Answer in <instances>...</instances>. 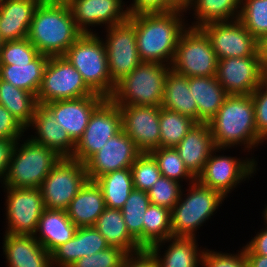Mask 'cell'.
Wrapping results in <instances>:
<instances>
[{"mask_svg": "<svg viewBox=\"0 0 267 267\" xmlns=\"http://www.w3.org/2000/svg\"><path fill=\"white\" fill-rule=\"evenodd\" d=\"M181 186L179 182L161 176L147 191L150 203L171 210L180 199Z\"/></svg>", "mask_w": 267, "mask_h": 267, "instance_id": "7bdbcfd3", "label": "cell"}, {"mask_svg": "<svg viewBox=\"0 0 267 267\" xmlns=\"http://www.w3.org/2000/svg\"><path fill=\"white\" fill-rule=\"evenodd\" d=\"M95 182L100 187L108 208L121 209L134 189L130 168L107 173Z\"/></svg>", "mask_w": 267, "mask_h": 267, "instance_id": "e575fe53", "label": "cell"}, {"mask_svg": "<svg viewBox=\"0 0 267 267\" xmlns=\"http://www.w3.org/2000/svg\"><path fill=\"white\" fill-rule=\"evenodd\" d=\"M158 163L162 176L177 182L189 181L194 182L196 178L185 167L183 160L174 147H158L150 151ZM181 180V181H180Z\"/></svg>", "mask_w": 267, "mask_h": 267, "instance_id": "f35d334b", "label": "cell"}, {"mask_svg": "<svg viewBox=\"0 0 267 267\" xmlns=\"http://www.w3.org/2000/svg\"><path fill=\"white\" fill-rule=\"evenodd\" d=\"M4 190L7 193L4 209L8 223L5 233L34 236L45 209L41 189L4 187Z\"/></svg>", "mask_w": 267, "mask_h": 267, "instance_id": "4fadbf2b", "label": "cell"}, {"mask_svg": "<svg viewBox=\"0 0 267 267\" xmlns=\"http://www.w3.org/2000/svg\"><path fill=\"white\" fill-rule=\"evenodd\" d=\"M150 204L147 192L133 189L121 208L127 231L142 249L144 213Z\"/></svg>", "mask_w": 267, "mask_h": 267, "instance_id": "8d00e7d4", "label": "cell"}, {"mask_svg": "<svg viewBox=\"0 0 267 267\" xmlns=\"http://www.w3.org/2000/svg\"><path fill=\"white\" fill-rule=\"evenodd\" d=\"M202 267H248L244 249L238 253L216 252L205 248L202 255Z\"/></svg>", "mask_w": 267, "mask_h": 267, "instance_id": "f6af8a7d", "label": "cell"}, {"mask_svg": "<svg viewBox=\"0 0 267 267\" xmlns=\"http://www.w3.org/2000/svg\"><path fill=\"white\" fill-rule=\"evenodd\" d=\"M106 49L111 81L116 85L141 62L136 44L135 26L128 19L123 23L106 28Z\"/></svg>", "mask_w": 267, "mask_h": 267, "instance_id": "5bb4252c", "label": "cell"}, {"mask_svg": "<svg viewBox=\"0 0 267 267\" xmlns=\"http://www.w3.org/2000/svg\"><path fill=\"white\" fill-rule=\"evenodd\" d=\"M127 255L120 247L110 246L96 254L82 257L71 267H122Z\"/></svg>", "mask_w": 267, "mask_h": 267, "instance_id": "ee69618b", "label": "cell"}, {"mask_svg": "<svg viewBox=\"0 0 267 267\" xmlns=\"http://www.w3.org/2000/svg\"><path fill=\"white\" fill-rule=\"evenodd\" d=\"M216 148L209 123H196L175 147L188 171L197 178Z\"/></svg>", "mask_w": 267, "mask_h": 267, "instance_id": "603a6c76", "label": "cell"}, {"mask_svg": "<svg viewBox=\"0 0 267 267\" xmlns=\"http://www.w3.org/2000/svg\"><path fill=\"white\" fill-rule=\"evenodd\" d=\"M17 140L0 139V182L2 183L7 173L9 161ZM2 178V179H1Z\"/></svg>", "mask_w": 267, "mask_h": 267, "instance_id": "816d5d0a", "label": "cell"}, {"mask_svg": "<svg viewBox=\"0 0 267 267\" xmlns=\"http://www.w3.org/2000/svg\"><path fill=\"white\" fill-rule=\"evenodd\" d=\"M129 16L166 13L175 10L167 0H133L127 7Z\"/></svg>", "mask_w": 267, "mask_h": 267, "instance_id": "c3c4849f", "label": "cell"}, {"mask_svg": "<svg viewBox=\"0 0 267 267\" xmlns=\"http://www.w3.org/2000/svg\"><path fill=\"white\" fill-rule=\"evenodd\" d=\"M29 127L36 130L37 135H31V140L54 150L62 158H72L76 143L58 125L53 114L44 105L36 107L35 115L26 130Z\"/></svg>", "mask_w": 267, "mask_h": 267, "instance_id": "7402d4cb", "label": "cell"}, {"mask_svg": "<svg viewBox=\"0 0 267 267\" xmlns=\"http://www.w3.org/2000/svg\"><path fill=\"white\" fill-rule=\"evenodd\" d=\"M3 253L9 267H53L51 253L34 236L5 233Z\"/></svg>", "mask_w": 267, "mask_h": 267, "instance_id": "cb8c5ba5", "label": "cell"}, {"mask_svg": "<svg viewBox=\"0 0 267 267\" xmlns=\"http://www.w3.org/2000/svg\"><path fill=\"white\" fill-rule=\"evenodd\" d=\"M167 2L175 9V10H180L186 11L191 8L194 0H167Z\"/></svg>", "mask_w": 267, "mask_h": 267, "instance_id": "db71d44e", "label": "cell"}, {"mask_svg": "<svg viewBox=\"0 0 267 267\" xmlns=\"http://www.w3.org/2000/svg\"><path fill=\"white\" fill-rule=\"evenodd\" d=\"M226 148H215L206 161L202 173L196 178L202 185L220 192L227 197L230 191L246 178L248 180L257 171V161L247 157L241 158L216 155L215 152ZM215 154V155H214ZM255 172V173H254ZM250 176V177H249Z\"/></svg>", "mask_w": 267, "mask_h": 267, "instance_id": "7c38bea8", "label": "cell"}, {"mask_svg": "<svg viewBox=\"0 0 267 267\" xmlns=\"http://www.w3.org/2000/svg\"><path fill=\"white\" fill-rule=\"evenodd\" d=\"M239 20L260 42L267 36V0H241Z\"/></svg>", "mask_w": 267, "mask_h": 267, "instance_id": "ab89813d", "label": "cell"}, {"mask_svg": "<svg viewBox=\"0 0 267 267\" xmlns=\"http://www.w3.org/2000/svg\"><path fill=\"white\" fill-rule=\"evenodd\" d=\"M208 123L217 148L241 145L249 152L264 142L257 134L251 95H228Z\"/></svg>", "mask_w": 267, "mask_h": 267, "instance_id": "3957f363", "label": "cell"}, {"mask_svg": "<svg viewBox=\"0 0 267 267\" xmlns=\"http://www.w3.org/2000/svg\"><path fill=\"white\" fill-rule=\"evenodd\" d=\"M106 208L102 191L95 181L88 180L66 209L70 220L79 227L94 226Z\"/></svg>", "mask_w": 267, "mask_h": 267, "instance_id": "83f0119b", "label": "cell"}, {"mask_svg": "<svg viewBox=\"0 0 267 267\" xmlns=\"http://www.w3.org/2000/svg\"><path fill=\"white\" fill-rule=\"evenodd\" d=\"M263 220L265 228L261 229L251 241L244 245L245 255L267 256V220L265 218Z\"/></svg>", "mask_w": 267, "mask_h": 267, "instance_id": "681fc988", "label": "cell"}, {"mask_svg": "<svg viewBox=\"0 0 267 267\" xmlns=\"http://www.w3.org/2000/svg\"><path fill=\"white\" fill-rule=\"evenodd\" d=\"M200 28L209 37L218 60L250 57L259 51V41L239 19L207 23Z\"/></svg>", "mask_w": 267, "mask_h": 267, "instance_id": "2e32d148", "label": "cell"}, {"mask_svg": "<svg viewBox=\"0 0 267 267\" xmlns=\"http://www.w3.org/2000/svg\"><path fill=\"white\" fill-rule=\"evenodd\" d=\"M66 1L42 0L36 7L28 39L40 54L61 56L82 35Z\"/></svg>", "mask_w": 267, "mask_h": 267, "instance_id": "7a4b0ae2", "label": "cell"}, {"mask_svg": "<svg viewBox=\"0 0 267 267\" xmlns=\"http://www.w3.org/2000/svg\"><path fill=\"white\" fill-rule=\"evenodd\" d=\"M255 108V123L258 136L267 140V78L251 94Z\"/></svg>", "mask_w": 267, "mask_h": 267, "instance_id": "bcb514c9", "label": "cell"}, {"mask_svg": "<svg viewBox=\"0 0 267 267\" xmlns=\"http://www.w3.org/2000/svg\"><path fill=\"white\" fill-rule=\"evenodd\" d=\"M182 18L184 11L180 10L129 16L142 62L171 66L180 35L188 26Z\"/></svg>", "mask_w": 267, "mask_h": 267, "instance_id": "6da1fadb", "label": "cell"}, {"mask_svg": "<svg viewBox=\"0 0 267 267\" xmlns=\"http://www.w3.org/2000/svg\"><path fill=\"white\" fill-rule=\"evenodd\" d=\"M77 228L66 210L45 208L39 218L34 237L51 253L59 245L71 240Z\"/></svg>", "mask_w": 267, "mask_h": 267, "instance_id": "4316f807", "label": "cell"}, {"mask_svg": "<svg viewBox=\"0 0 267 267\" xmlns=\"http://www.w3.org/2000/svg\"><path fill=\"white\" fill-rule=\"evenodd\" d=\"M48 60V55L39 54L29 64L0 65V79L37 95Z\"/></svg>", "mask_w": 267, "mask_h": 267, "instance_id": "1f68e13d", "label": "cell"}, {"mask_svg": "<svg viewBox=\"0 0 267 267\" xmlns=\"http://www.w3.org/2000/svg\"><path fill=\"white\" fill-rule=\"evenodd\" d=\"M263 215H264L263 218H265L267 220V206L263 210Z\"/></svg>", "mask_w": 267, "mask_h": 267, "instance_id": "9f6ffc18", "label": "cell"}, {"mask_svg": "<svg viewBox=\"0 0 267 267\" xmlns=\"http://www.w3.org/2000/svg\"><path fill=\"white\" fill-rule=\"evenodd\" d=\"M94 227L110 246L120 247L128 254L143 250L127 231L121 209L106 207Z\"/></svg>", "mask_w": 267, "mask_h": 267, "instance_id": "4dcf8cb0", "label": "cell"}, {"mask_svg": "<svg viewBox=\"0 0 267 267\" xmlns=\"http://www.w3.org/2000/svg\"><path fill=\"white\" fill-rule=\"evenodd\" d=\"M216 78L228 95H251L266 80L260 52L218 60Z\"/></svg>", "mask_w": 267, "mask_h": 267, "instance_id": "9a60e30c", "label": "cell"}, {"mask_svg": "<svg viewBox=\"0 0 267 267\" xmlns=\"http://www.w3.org/2000/svg\"><path fill=\"white\" fill-rule=\"evenodd\" d=\"M140 153L134 141L121 130L84 163L88 179L95 181L115 170L130 168Z\"/></svg>", "mask_w": 267, "mask_h": 267, "instance_id": "e0dca14e", "label": "cell"}, {"mask_svg": "<svg viewBox=\"0 0 267 267\" xmlns=\"http://www.w3.org/2000/svg\"><path fill=\"white\" fill-rule=\"evenodd\" d=\"M61 158L54 150L37 144L30 138L25 141L18 139L2 185L12 188H40Z\"/></svg>", "mask_w": 267, "mask_h": 267, "instance_id": "277c9868", "label": "cell"}, {"mask_svg": "<svg viewBox=\"0 0 267 267\" xmlns=\"http://www.w3.org/2000/svg\"><path fill=\"white\" fill-rule=\"evenodd\" d=\"M94 94L67 58L63 55L49 57L36 95L39 105Z\"/></svg>", "mask_w": 267, "mask_h": 267, "instance_id": "9c48e42d", "label": "cell"}, {"mask_svg": "<svg viewBox=\"0 0 267 267\" xmlns=\"http://www.w3.org/2000/svg\"><path fill=\"white\" fill-rule=\"evenodd\" d=\"M3 1H4V0H0V9H1V7H2Z\"/></svg>", "mask_w": 267, "mask_h": 267, "instance_id": "680465c9", "label": "cell"}, {"mask_svg": "<svg viewBox=\"0 0 267 267\" xmlns=\"http://www.w3.org/2000/svg\"><path fill=\"white\" fill-rule=\"evenodd\" d=\"M259 52L263 68L267 74V36L259 42Z\"/></svg>", "mask_w": 267, "mask_h": 267, "instance_id": "11a10c76", "label": "cell"}, {"mask_svg": "<svg viewBox=\"0 0 267 267\" xmlns=\"http://www.w3.org/2000/svg\"><path fill=\"white\" fill-rule=\"evenodd\" d=\"M110 247L94 226L79 227L69 241L51 252L53 267H71L85 256L96 254Z\"/></svg>", "mask_w": 267, "mask_h": 267, "instance_id": "44dd1931", "label": "cell"}, {"mask_svg": "<svg viewBox=\"0 0 267 267\" xmlns=\"http://www.w3.org/2000/svg\"><path fill=\"white\" fill-rule=\"evenodd\" d=\"M197 122L189 116L161 107L160 147H176Z\"/></svg>", "mask_w": 267, "mask_h": 267, "instance_id": "74e56055", "label": "cell"}, {"mask_svg": "<svg viewBox=\"0 0 267 267\" xmlns=\"http://www.w3.org/2000/svg\"><path fill=\"white\" fill-rule=\"evenodd\" d=\"M66 3L82 33H93L90 26L105 24L107 28L129 19L123 0H66Z\"/></svg>", "mask_w": 267, "mask_h": 267, "instance_id": "d6986e66", "label": "cell"}, {"mask_svg": "<svg viewBox=\"0 0 267 267\" xmlns=\"http://www.w3.org/2000/svg\"><path fill=\"white\" fill-rule=\"evenodd\" d=\"M26 129L2 105H0V139L18 140Z\"/></svg>", "mask_w": 267, "mask_h": 267, "instance_id": "7dc6e473", "label": "cell"}, {"mask_svg": "<svg viewBox=\"0 0 267 267\" xmlns=\"http://www.w3.org/2000/svg\"><path fill=\"white\" fill-rule=\"evenodd\" d=\"M171 210L150 204L144 213L143 249H149L158 242L172 236Z\"/></svg>", "mask_w": 267, "mask_h": 267, "instance_id": "d590c367", "label": "cell"}, {"mask_svg": "<svg viewBox=\"0 0 267 267\" xmlns=\"http://www.w3.org/2000/svg\"><path fill=\"white\" fill-rule=\"evenodd\" d=\"M0 105L27 129L39 104L36 95L0 79Z\"/></svg>", "mask_w": 267, "mask_h": 267, "instance_id": "d6a6232c", "label": "cell"}, {"mask_svg": "<svg viewBox=\"0 0 267 267\" xmlns=\"http://www.w3.org/2000/svg\"><path fill=\"white\" fill-rule=\"evenodd\" d=\"M161 107L189 116L198 123V108L189 90L188 77L169 69Z\"/></svg>", "mask_w": 267, "mask_h": 267, "instance_id": "f546056e", "label": "cell"}, {"mask_svg": "<svg viewBox=\"0 0 267 267\" xmlns=\"http://www.w3.org/2000/svg\"><path fill=\"white\" fill-rule=\"evenodd\" d=\"M121 130L122 115L119 106L106 98L90 116L85 132L76 143L72 159L84 164Z\"/></svg>", "mask_w": 267, "mask_h": 267, "instance_id": "8fae6325", "label": "cell"}, {"mask_svg": "<svg viewBox=\"0 0 267 267\" xmlns=\"http://www.w3.org/2000/svg\"><path fill=\"white\" fill-rule=\"evenodd\" d=\"M166 242H170V245L162 257L160 249H162V244L165 245ZM197 247L198 243L194 237L171 236L148 250L156 258L158 267H198L202 265L204 249L201 250Z\"/></svg>", "mask_w": 267, "mask_h": 267, "instance_id": "484cf974", "label": "cell"}, {"mask_svg": "<svg viewBox=\"0 0 267 267\" xmlns=\"http://www.w3.org/2000/svg\"><path fill=\"white\" fill-rule=\"evenodd\" d=\"M248 267H267V256L245 255Z\"/></svg>", "mask_w": 267, "mask_h": 267, "instance_id": "f5cc1de1", "label": "cell"}, {"mask_svg": "<svg viewBox=\"0 0 267 267\" xmlns=\"http://www.w3.org/2000/svg\"><path fill=\"white\" fill-rule=\"evenodd\" d=\"M122 130L134 141L141 152L160 147V109L154 105L119 106Z\"/></svg>", "mask_w": 267, "mask_h": 267, "instance_id": "ac0fdd59", "label": "cell"}, {"mask_svg": "<svg viewBox=\"0 0 267 267\" xmlns=\"http://www.w3.org/2000/svg\"><path fill=\"white\" fill-rule=\"evenodd\" d=\"M218 59L201 28H186L177 43L171 69L189 77L216 76Z\"/></svg>", "mask_w": 267, "mask_h": 267, "instance_id": "ba28073f", "label": "cell"}, {"mask_svg": "<svg viewBox=\"0 0 267 267\" xmlns=\"http://www.w3.org/2000/svg\"><path fill=\"white\" fill-rule=\"evenodd\" d=\"M189 90L198 108V123H208L223 105L228 94L216 76L189 77Z\"/></svg>", "mask_w": 267, "mask_h": 267, "instance_id": "f1b7e54d", "label": "cell"}, {"mask_svg": "<svg viewBox=\"0 0 267 267\" xmlns=\"http://www.w3.org/2000/svg\"><path fill=\"white\" fill-rule=\"evenodd\" d=\"M134 189L147 192L162 176L150 152H141L130 167Z\"/></svg>", "mask_w": 267, "mask_h": 267, "instance_id": "60d3db41", "label": "cell"}, {"mask_svg": "<svg viewBox=\"0 0 267 267\" xmlns=\"http://www.w3.org/2000/svg\"><path fill=\"white\" fill-rule=\"evenodd\" d=\"M171 209V228L174 237H194L196 231L209 220L225 198L220 192L202 185L197 179L188 186Z\"/></svg>", "mask_w": 267, "mask_h": 267, "instance_id": "52a82bcc", "label": "cell"}, {"mask_svg": "<svg viewBox=\"0 0 267 267\" xmlns=\"http://www.w3.org/2000/svg\"><path fill=\"white\" fill-rule=\"evenodd\" d=\"M39 54L28 38L5 41L0 52V65L29 64Z\"/></svg>", "mask_w": 267, "mask_h": 267, "instance_id": "b9f144b4", "label": "cell"}, {"mask_svg": "<svg viewBox=\"0 0 267 267\" xmlns=\"http://www.w3.org/2000/svg\"><path fill=\"white\" fill-rule=\"evenodd\" d=\"M97 33H83L63 55L96 94L110 98L115 85L109 73L105 45Z\"/></svg>", "mask_w": 267, "mask_h": 267, "instance_id": "5b68a950", "label": "cell"}, {"mask_svg": "<svg viewBox=\"0 0 267 267\" xmlns=\"http://www.w3.org/2000/svg\"><path fill=\"white\" fill-rule=\"evenodd\" d=\"M191 7L196 21L189 27L200 28L207 23L239 19L241 0H194Z\"/></svg>", "mask_w": 267, "mask_h": 267, "instance_id": "836d02e7", "label": "cell"}, {"mask_svg": "<svg viewBox=\"0 0 267 267\" xmlns=\"http://www.w3.org/2000/svg\"><path fill=\"white\" fill-rule=\"evenodd\" d=\"M42 0H4L0 9V37L5 41L28 37L36 7Z\"/></svg>", "mask_w": 267, "mask_h": 267, "instance_id": "d4e9b609", "label": "cell"}, {"mask_svg": "<svg viewBox=\"0 0 267 267\" xmlns=\"http://www.w3.org/2000/svg\"><path fill=\"white\" fill-rule=\"evenodd\" d=\"M122 267H158L156 258L148 249L128 254Z\"/></svg>", "mask_w": 267, "mask_h": 267, "instance_id": "f907efd6", "label": "cell"}, {"mask_svg": "<svg viewBox=\"0 0 267 267\" xmlns=\"http://www.w3.org/2000/svg\"><path fill=\"white\" fill-rule=\"evenodd\" d=\"M3 43H4V41L1 39V37H0V52H1V50H2V45H3Z\"/></svg>", "mask_w": 267, "mask_h": 267, "instance_id": "6f0895ef", "label": "cell"}, {"mask_svg": "<svg viewBox=\"0 0 267 267\" xmlns=\"http://www.w3.org/2000/svg\"><path fill=\"white\" fill-rule=\"evenodd\" d=\"M105 99L95 93L85 97L49 102L44 106L53 114L58 125L77 143L85 132L93 111Z\"/></svg>", "mask_w": 267, "mask_h": 267, "instance_id": "ffe728a7", "label": "cell"}, {"mask_svg": "<svg viewBox=\"0 0 267 267\" xmlns=\"http://www.w3.org/2000/svg\"><path fill=\"white\" fill-rule=\"evenodd\" d=\"M171 66L141 62L115 85L110 99L118 106H161L167 73Z\"/></svg>", "mask_w": 267, "mask_h": 267, "instance_id": "8992f818", "label": "cell"}, {"mask_svg": "<svg viewBox=\"0 0 267 267\" xmlns=\"http://www.w3.org/2000/svg\"><path fill=\"white\" fill-rule=\"evenodd\" d=\"M88 180L83 163L72 158H61L40 187L44 207L66 210Z\"/></svg>", "mask_w": 267, "mask_h": 267, "instance_id": "30bf717a", "label": "cell"}]
</instances>
